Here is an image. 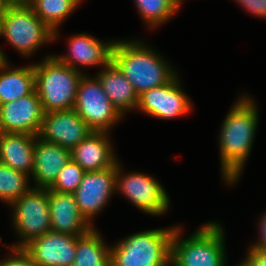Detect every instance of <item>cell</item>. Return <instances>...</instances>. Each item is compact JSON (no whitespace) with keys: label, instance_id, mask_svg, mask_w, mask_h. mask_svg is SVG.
<instances>
[{"label":"cell","instance_id":"9a60e30c","mask_svg":"<svg viewBox=\"0 0 266 266\" xmlns=\"http://www.w3.org/2000/svg\"><path fill=\"white\" fill-rule=\"evenodd\" d=\"M51 230L75 236L88 233L93 225L81 215L73 193H60L49 189Z\"/></svg>","mask_w":266,"mask_h":266},{"label":"cell","instance_id":"52a82bcc","mask_svg":"<svg viewBox=\"0 0 266 266\" xmlns=\"http://www.w3.org/2000/svg\"><path fill=\"white\" fill-rule=\"evenodd\" d=\"M13 222L19 241L14 248H23L31 240L51 230L49 188H32L14 201Z\"/></svg>","mask_w":266,"mask_h":266},{"label":"cell","instance_id":"cb8c5ba5","mask_svg":"<svg viewBox=\"0 0 266 266\" xmlns=\"http://www.w3.org/2000/svg\"><path fill=\"white\" fill-rule=\"evenodd\" d=\"M182 0H135L141 18L149 25L156 27L172 18Z\"/></svg>","mask_w":266,"mask_h":266},{"label":"cell","instance_id":"603a6c76","mask_svg":"<svg viewBox=\"0 0 266 266\" xmlns=\"http://www.w3.org/2000/svg\"><path fill=\"white\" fill-rule=\"evenodd\" d=\"M25 2L54 31V39L58 37V26L81 4V0H25Z\"/></svg>","mask_w":266,"mask_h":266},{"label":"cell","instance_id":"1f68e13d","mask_svg":"<svg viewBox=\"0 0 266 266\" xmlns=\"http://www.w3.org/2000/svg\"><path fill=\"white\" fill-rule=\"evenodd\" d=\"M2 61H7V57H6V55H4V53L1 51V49H0V63L2 62Z\"/></svg>","mask_w":266,"mask_h":266},{"label":"cell","instance_id":"5b68a950","mask_svg":"<svg viewBox=\"0 0 266 266\" xmlns=\"http://www.w3.org/2000/svg\"><path fill=\"white\" fill-rule=\"evenodd\" d=\"M175 227L135 233L111 246L110 266H168Z\"/></svg>","mask_w":266,"mask_h":266},{"label":"cell","instance_id":"6da1fadb","mask_svg":"<svg viewBox=\"0 0 266 266\" xmlns=\"http://www.w3.org/2000/svg\"><path fill=\"white\" fill-rule=\"evenodd\" d=\"M258 114L253 100L244 95L233 105L221 125V170L228 185L239 179L251 152L259 120Z\"/></svg>","mask_w":266,"mask_h":266},{"label":"cell","instance_id":"ba28073f","mask_svg":"<svg viewBox=\"0 0 266 266\" xmlns=\"http://www.w3.org/2000/svg\"><path fill=\"white\" fill-rule=\"evenodd\" d=\"M73 109L95 132H108L122 118L98 78L85 74L80 79Z\"/></svg>","mask_w":266,"mask_h":266},{"label":"cell","instance_id":"836d02e7","mask_svg":"<svg viewBox=\"0 0 266 266\" xmlns=\"http://www.w3.org/2000/svg\"><path fill=\"white\" fill-rule=\"evenodd\" d=\"M12 4H15V3H20V2H23L25 0H9Z\"/></svg>","mask_w":266,"mask_h":266},{"label":"cell","instance_id":"5bb4252c","mask_svg":"<svg viewBox=\"0 0 266 266\" xmlns=\"http://www.w3.org/2000/svg\"><path fill=\"white\" fill-rule=\"evenodd\" d=\"M77 237L50 230L31 240L23 249L38 266H72Z\"/></svg>","mask_w":266,"mask_h":266},{"label":"cell","instance_id":"ffe728a7","mask_svg":"<svg viewBox=\"0 0 266 266\" xmlns=\"http://www.w3.org/2000/svg\"><path fill=\"white\" fill-rule=\"evenodd\" d=\"M96 77L108 99L122 116L126 111L137 109L138 94L112 61L102 68Z\"/></svg>","mask_w":266,"mask_h":266},{"label":"cell","instance_id":"d4e9b609","mask_svg":"<svg viewBox=\"0 0 266 266\" xmlns=\"http://www.w3.org/2000/svg\"><path fill=\"white\" fill-rule=\"evenodd\" d=\"M28 176L0 163V200L11 205L32 188L28 187Z\"/></svg>","mask_w":266,"mask_h":266},{"label":"cell","instance_id":"4fadbf2b","mask_svg":"<svg viewBox=\"0 0 266 266\" xmlns=\"http://www.w3.org/2000/svg\"><path fill=\"white\" fill-rule=\"evenodd\" d=\"M91 132L87 123L72 108L45 113L37 136L72 150Z\"/></svg>","mask_w":266,"mask_h":266},{"label":"cell","instance_id":"d6a6232c","mask_svg":"<svg viewBox=\"0 0 266 266\" xmlns=\"http://www.w3.org/2000/svg\"><path fill=\"white\" fill-rule=\"evenodd\" d=\"M2 18H3V13H0V37L2 36Z\"/></svg>","mask_w":266,"mask_h":266},{"label":"cell","instance_id":"ac0fdd59","mask_svg":"<svg viewBox=\"0 0 266 266\" xmlns=\"http://www.w3.org/2000/svg\"><path fill=\"white\" fill-rule=\"evenodd\" d=\"M107 132H91L71 150V159L85 171H99L113 167L115 157Z\"/></svg>","mask_w":266,"mask_h":266},{"label":"cell","instance_id":"9c48e42d","mask_svg":"<svg viewBox=\"0 0 266 266\" xmlns=\"http://www.w3.org/2000/svg\"><path fill=\"white\" fill-rule=\"evenodd\" d=\"M116 191L150 215H162L170 206L167 192L156 179L139 172L124 174L121 172L119 162H117Z\"/></svg>","mask_w":266,"mask_h":266},{"label":"cell","instance_id":"83f0119b","mask_svg":"<svg viewBox=\"0 0 266 266\" xmlns=\"http://www.w3.org/2000/svg\"><path fill=\"white\" fill-rule=\"evenodd\" d=\"M246 259L238 266H266V250L249 248Z\"/></svg>","mask_w":266,"mask_h":266},{"label":"cell","instance_id":"4316f807","mask_svg":"<svg viewBox=\"0 0 266 266\" xmlns=\"http://www.w3.org/2000/svg\"><path fill=\"white\" fill-rule=\"evenodd\" d=\"M14 252L9 258L0 261V266H38L23 248L11 247Z\"/></svg>","mask_w":266,"mask_h":266},{"label":"cell","instance_id":"3957f363","mask_svg":"<svg viewBox=\"0 0 266 266\" xmlns=\"http://www.w3.org/2000/svg\"><path fill=\"white\" fill-rule=\"evenodd\" d=\"M221 224L208 222L184 240L175 226L171 238V266H226L224 232Z\"/></svg>","mask_w":266,"mask_h":266},{"label":"cell","instance_id":"e0dca14e","mask_svg":"<svg viewBox=\"0 0 266 266\" xmlns=\"http://www.w3.org/2000/svg\"><path fill=\"white\" fill-rule=\"evenodd\" d=\"M114 42H102L86 33H81L70 38L68 55L56 56L61 63L79 71L77 65L107 66L112 61Z\"/></svg>","mask_w":266,"mask_h":266},{"label":"cell","instance_id":"7c38bea8","mask_svg":"<svg viewBox=\"0 0 266 266\" xmlns=\"http://www.w3.org/2000/svg\"><path fill=\"white\" fill-rule=\"evenodd\" d=\"M36 91L12 102L0 104V132L38 135L44 117Z\"/></svg>","mask_w":266,"mask_h":266},{"label":"cell","instance_id":"8992f818","mask_svg":"<svg viewBox=\"0 0 266 266\" xmlns=\"http://www.w3.org/2000/svg\"><path fill=\"white\" fill-rule=\"evenodd\" d=\"M2 36L24 56L54 40V31L25 2L12 4L2 18Z\"/></svg>","mask_w":266,"mask_h":266},{"label":"cell","instance_id":"d6986e66","mask_svg":"<svg viewBox=\"0 0 266 266\" xmlns=\"http://www.w3.org/2000/svg\"><path fill=\"white\" fill-rule=\"evenodd\" d=\"M36 136L0 132V163L26 175L32 173Z\"/></svg>","mask_w":266,"mask_h":266},{"label":"cell","instance_id":"f1b7e54d","mask_svg":"<svg viewBox=\"0 0 266 266\" xmlns=\"http://www.w3.org/2000/svg\"><path fill=\"white\" fill-rule=\"evenodd\" d=\"M252 15L266 18V0H235Z\"/></svg>","mask_w":266,"mask_h":266},{"label":"cell","instance_id":"30bf717a","mask_svg":"<svg viewBox=\"0 0 266 266\" xmlns=\"http://www.w3.org/2000/svg\"><path fill=\"white\" fill-rule=\"evenodd\" d=\"M117 163L99 171H86L73 193L81 215L91 225V219L106 206L116 191Z\"/></svg>","mask_w":266,"mask_h":266},{"label":"cell","instance_id":"44dd1931","mask_svg":"<svg viewBox=\"0 0 266 266\" xmlns=\"http://www.w3.org/2000/svg\"><path fill=\"white\" fill-rule=\"evenodd\" d=\"M8 61L0 63V104L12 102L35 90L34 64L9 69Z\"/></svg>","mask_w":266,"mask_h":266},{"label":"cell","instance_id":"8fae6325","mask_svg":"<svg viewBox=\"0 0 266 266\" xmlns=\"http://www.w3.org/2000/svg\"><path fill=\"white\" fill-rule=\"evenodd\" d=\"M179 84L176 75L170 82L144 91L139 95L137 109L160 119L189 114L192 104Z\"/></svg>","mask_w":266,"mask_h":266},{"label":"cell","instance_id":"f546056e","mask_svg":"<svg viewBox=\"0 0 266 266\" xmlns=\"http://www.w3.org/2000/svg\"><path fill=\"white\" fill-rule=\"evenodd\" d=\"M259 229H260L259 232L260 238L258 239L259 242L257 241L255 244L250 246V248H258L266 250V213H264L259 222Z\"/></svg>","mask_w":266,"mask_h":266},{"label":"cell","instance_id":"7a4b0ae2","mask_svg":"<svg viewBox=\"0 0 266 266\" xmlns=\"http://www.w3.org/2000/svg\"><path fill=\"white\" fill-rule=\"evenodd\" d=\"M112 62L138 94L170 82L177 73L156 51L140 41H116Z\"/></svg>","mask_w":266,"mask_h":266},{"label":"cell","instance_id":"2e32d148","mask_svg":"<svg viewBox=\"0 0 266 266\" xmlns=\"http://www.w3.org/2000/svg\"><path fill=\"white\" fill-rule=\"evenodd\" d=\"M70 159L71 150L36 136L34 168L30 174L36 183L34 188H50L56 181L59 171Z\"/></svg>","mask_w":266,"mask_h":266},{"label":"cell","instance_id":"277c9868","mask_svg":"<svg viewBox=\"0 0 266 266\" xmlns=\"http://www.w3.org/2000/svg\"><path fill=\"white\" fill-rule=\"evenodd\" d=\"M82 72L61 63L54 55L34 64L35 91L45 113L74 107Z\"/></svg>","mask_w":266,"mask_h":266},{"label":"cell","instance_id":"4dcf8cb0","mask_svg":"<svg viewBox=\"0 0 266 266\" xmlns=\"http://www.w3.org/2000/svg\"><path fill=\"white\" fill-rule=\"evenodd\" d=\"M11 5L9 0H0V13H4Z\"/></svg>","mask_w":266,"mask_h":266},{"label":"cell","instance_id":"484cf974","mask_svg":"<svg viewBox=\"0 0 266 266\" xmlns=\"http://www.w3.org/2000/svg\"><path fill=\"white\" fill-rule=\"evenodd\" d=\"M86 171L75 161L70 159L59 171V175L50 190L60 193H74L82 181Z\"/></svg>","mask_w":266,"mask_h":266},{"label":"cell","instance_id":"7402d4cb","mask_svg":"<svg viewBox=\"0 0 266 266\" xmlns=\"http://www.w3.org/2000/svg\"><path fill=\"white\" fill-rule=\"evenodd\" d=\"M110 249L93 227L85 235L77 237L72 266H110Z\"/></svg>","mask_w":266,"mask_h":266}]
</instances>
